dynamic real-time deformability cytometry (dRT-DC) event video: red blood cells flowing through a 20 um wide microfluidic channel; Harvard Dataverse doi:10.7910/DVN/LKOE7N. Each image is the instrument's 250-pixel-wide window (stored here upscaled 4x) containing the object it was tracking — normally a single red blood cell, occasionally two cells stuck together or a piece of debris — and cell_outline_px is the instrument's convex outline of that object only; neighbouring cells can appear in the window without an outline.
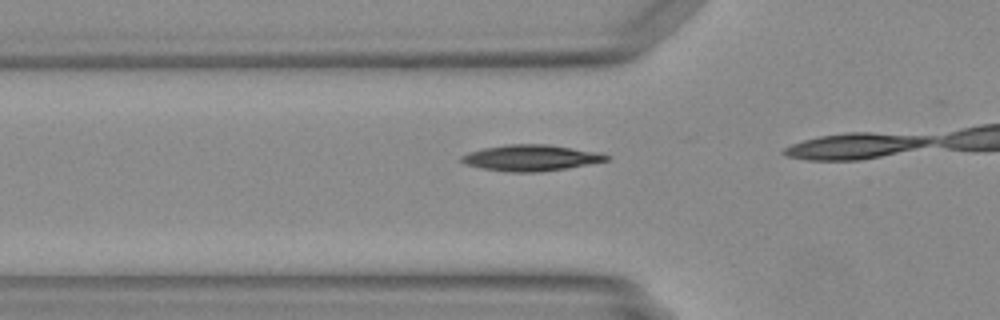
{"species": "Egyptian fruit bat (a non-hibernating species)", "species_latin": "Rousettus aegyptiacus", "temperature_condition": "warm", "stored_images_in_passage": 14, "camera_frame_rate_fps": 3000, "um_per_image_px": 0.085, "animal": {"sex": "female"}, "frame": {"image": 1, "passage_image": 12, "time_ms": 3.667, "image_size_px": [1000, 320], "cell_outline_px": [[608, 160], [564, 168], [536, 172], [512, 172], [484, 168], [468, 164], [460, 160], [460, 156], [468, 152], [484, 148], [508, 144], [548, 144], [600, 152], [608, 156]], "centroid_in_image_um": [45.12, 13.4], "position_along_channel_um": 80.7, "area_um2": 21.62}}